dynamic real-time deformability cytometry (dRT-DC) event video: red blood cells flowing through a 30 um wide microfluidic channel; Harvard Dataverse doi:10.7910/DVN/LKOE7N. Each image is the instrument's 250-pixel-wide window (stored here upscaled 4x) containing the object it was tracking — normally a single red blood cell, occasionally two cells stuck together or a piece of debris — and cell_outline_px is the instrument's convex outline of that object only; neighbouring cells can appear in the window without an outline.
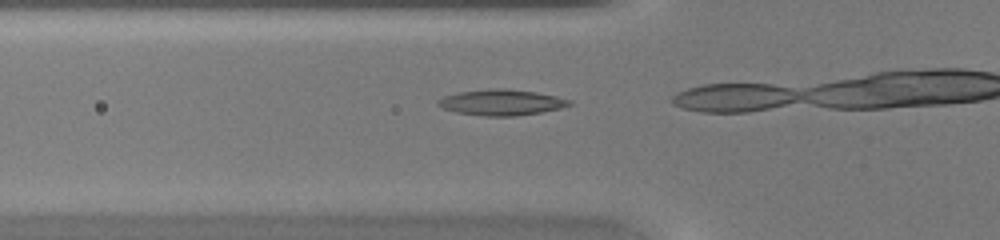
{"species": "common noctule bat (a hibernating species)", "species_latin": "Nyctalus noctula", "temperature_condition": "warm", "stored_images_in_passage": 15, "camera_frame_rate_fps": 3000, "um_per_image_px": 0.085, "animal": {"sex": "female", "body_mass_g": 20.0, "forearm_length_mm": 54.0}, "frame": {"image": 1, "passage_image": 13, "time_ms": 4.0, "image_size_px": [1000, 240], "cell_outline_px": [[572, 104], [560, 108], [540, 112], [516, 116], [484, 116], [456, 112], [444, 108], [436, 104], [436, 100], [444, 96], [460, 92], [496, 88], [508, 88], [536, 92], [556, 96], [572, 100]], "centroid_in_image_um": [42.63, 8.7], "position_along_channel_um": 83.2, "area_um2": 19.71}}